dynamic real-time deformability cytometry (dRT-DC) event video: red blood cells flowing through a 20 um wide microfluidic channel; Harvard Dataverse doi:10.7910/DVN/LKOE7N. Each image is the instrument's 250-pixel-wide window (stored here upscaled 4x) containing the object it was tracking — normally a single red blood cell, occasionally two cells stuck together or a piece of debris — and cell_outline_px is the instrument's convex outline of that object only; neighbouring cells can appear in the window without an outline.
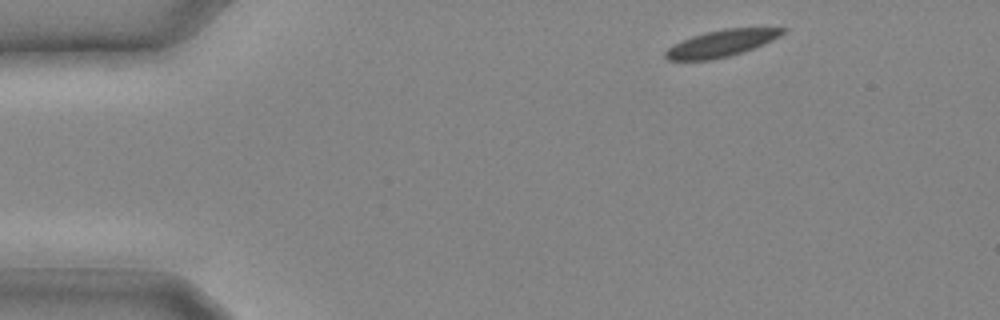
{"species": "common noctule bat (a hibernating species)", "species_latin": "Nyctalus noctula", "temperature_condition": "cold", "stored_images_in_passage": 22, "camera_frame_rate_fps": 3000, "um_per_image_px": 0.085, "animal": {"sex": "male", "body_mass_g": 20.4}, "frame": {"image": 1, "passage_image": 1, "time_ms": 0.0, "image_size_px": [1000, 320], "cell_outline_px": [[788, 28], [780, 36], [764, 44], [728, 56], [708, 60], [668, 60], [664, 56], [664, 52], [668, 48], [692, 36], [704, 32], [724, 28]], "centroid_in_image_um": [61.31, 3.67], "position_along_channel_um": 23.7, "area_um2": 17.92}}
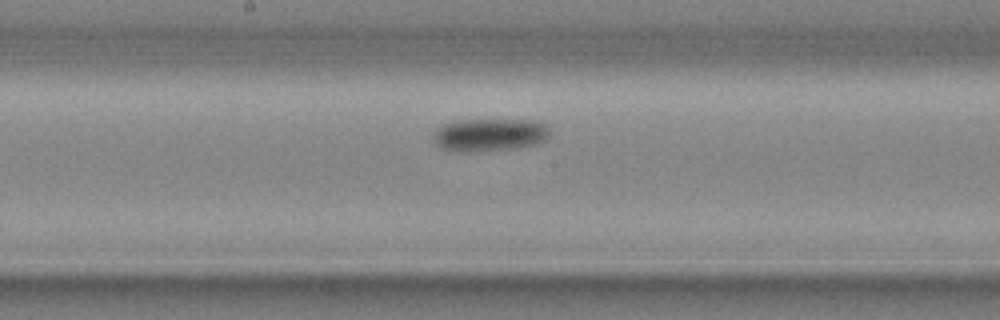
{"frame": {"image": 2, "passage_image": 12, "time_ms": 3.667, "image_size_px": [1000, 320], "cell_outline_px": [[548, 136], [544, 140], [536, 144], [516, 148], [464, 152], [440, 148], [436, 144], [432, 136], [436, 128], [440, 124], [456, 120], [540, 120], [548, 128]], "centroid_in_image_um": [41.57, 11.44], "position_along_channel_um": 206.6, "area_um2": 22.37}}
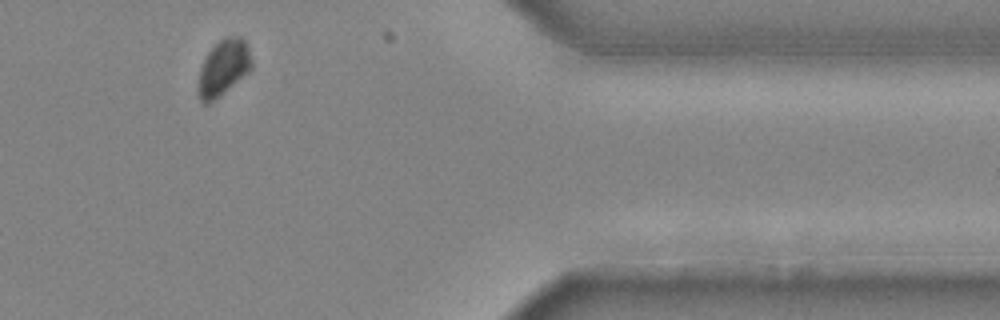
{"frame": {"image": 3, "passage_image": 21, "time_ms": 6.667, "image_size_px": [1000, 320], "cell_outline_px": [[252, 68], [248, 72], [208, 104], [204, 104], [200, 100], [200, 68], [204, 56], [224, 36], [240, 36], [244, 40], [248, 48], [252, 60]], "centroid_in_image_um": [19.01, 5.7], "position_along_channel_um": 392.4, "area_um2": 16.88}}